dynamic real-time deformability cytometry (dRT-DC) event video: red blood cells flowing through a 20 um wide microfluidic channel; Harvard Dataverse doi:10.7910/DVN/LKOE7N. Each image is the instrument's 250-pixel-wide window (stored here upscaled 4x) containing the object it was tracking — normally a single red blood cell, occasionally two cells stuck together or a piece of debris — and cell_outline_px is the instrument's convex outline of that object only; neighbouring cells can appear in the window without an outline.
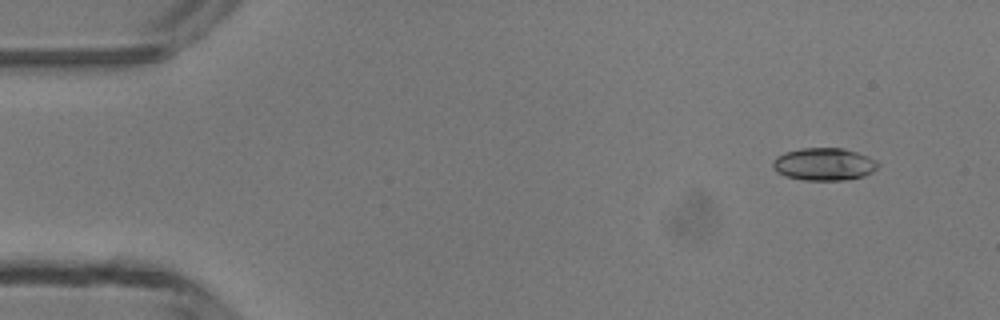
{"species": "common noctule bat (a hibernating species)", "species_latin": "Nyctalus noctula", "temperature_condition": "room temperature", "stored_images_in_passage": 5, "camera_frame_rate_fps": 3000, "um_per_image_px": 0.085, "animal": {"sex": "male", "body_mass_g": 13.3}, "frame": {"image": 1, "passage_image": 2, "time_ms": 1.0, "image_size_px": [1000, 320], "cell_outline_px": [[880, 164], [872, 172], [864, 176], [848, 180], [804, 180], [784, 176], [776, 172], [772, 168], [772, 160], [776, 156], [784, 152], [800, 148], [840, 148], [856, 152], [868, 156], [876, 160]], "centroid_in_image_um": [70.0, 13.96], "position_along_channel_um": 15.0, "area_um2": 20.17}}